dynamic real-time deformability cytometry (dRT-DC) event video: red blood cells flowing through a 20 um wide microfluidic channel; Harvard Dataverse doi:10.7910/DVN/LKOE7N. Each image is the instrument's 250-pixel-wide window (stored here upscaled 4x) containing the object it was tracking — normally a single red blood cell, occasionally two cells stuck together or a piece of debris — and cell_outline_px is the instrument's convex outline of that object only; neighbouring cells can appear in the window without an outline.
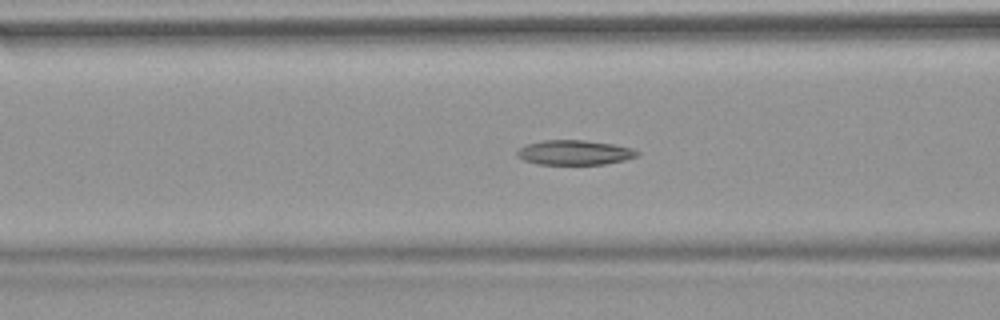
{"species": "common noctule bat (a hibernating species)", "species_latin": "Nyctalus noctula", "temperature_condition": "warm", "stored_images_in_passage": 53, "camera_frame_rate_fps": 3000, "um_per_image_px": 0.085, "animal": {"sex": "female", "body_mass_g": 18.4}, "frame": {"image": 1, "passage_image": 21, "time_ms": 6.667, "image_size_px": [1000, 320], "cell_outline_px": [[640, 152], [636, 156], [624, 160], [604, 164], [536, 164], [524, 160], [516, 156], [516, 152], [524, 144], [544, 140], [584, 140], [612, 144], [632, 148]], "centroid_in_image_um": [48.79, 12.96], "position_along_channel_um": 117.8, "area_um2": 17.28}}
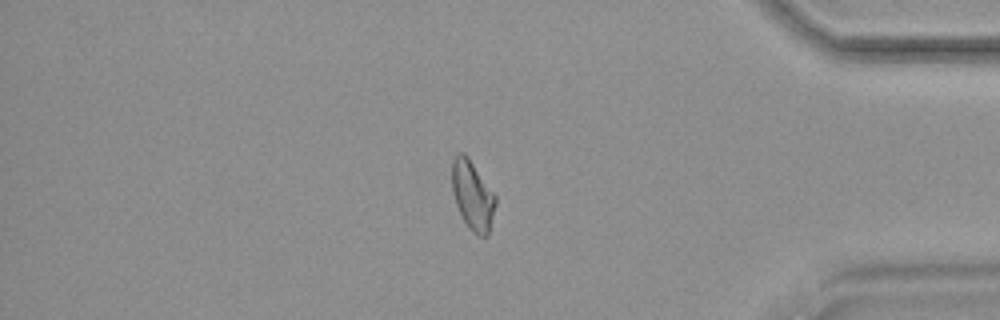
{"frame": {"image": 2, "passage_image": 45, "time_ms": 14.667, "image_size_px": [1000, 320], "cell_outline_px": [[496, 204], [488, 236], [480, 236], [472, 232], [468, 228], [456, 204], [452, 188], [452, 160], [456, 152], [464, 152], [468, 156], [496, 196]], "centroid_in_image_um": [40.16, 16.59], "position_along_channel_um": 395.0, "area_um2": 17.57}}
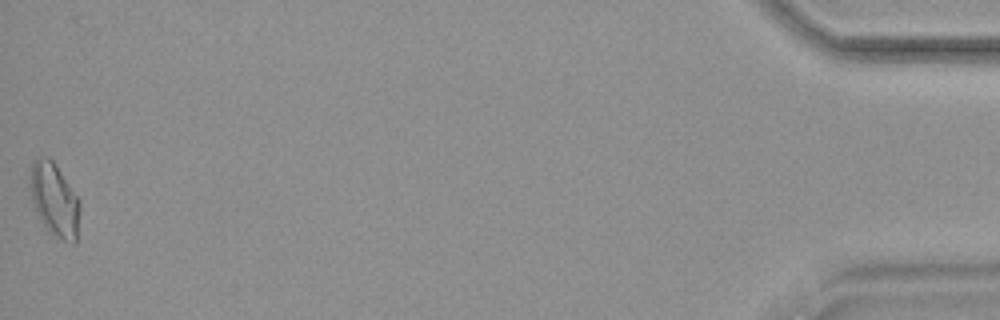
{"frame": {"image": 3, "passage_image": 53, "time_ms": 17.333, "image_size_px": [1000, 320], "cell_outline_px": [[80, 208], [76, 244], [72, 244], [52, 236], [48, 232], [40, 220], [32, 200], [28, 188], [28, 184], [32, 160], [36, 156], [48, 156], [56, 164], [80, 200]], "centroid_in_image_um": [4.61, 16.97], "position_along_channel_um": 430.6, "area_um2": 21.96}, "authors_computed_cell_mechanics": {"area_um2": 18.0336, "velocity_mm_per_s": 3.8146, "shape_relaxation_time_tau1_ms": null, "shape_relaxation_time_tau2_ms": 3.9004, "deformation_change_tau1": null, "deformation_change_tau2": 0.1196}}